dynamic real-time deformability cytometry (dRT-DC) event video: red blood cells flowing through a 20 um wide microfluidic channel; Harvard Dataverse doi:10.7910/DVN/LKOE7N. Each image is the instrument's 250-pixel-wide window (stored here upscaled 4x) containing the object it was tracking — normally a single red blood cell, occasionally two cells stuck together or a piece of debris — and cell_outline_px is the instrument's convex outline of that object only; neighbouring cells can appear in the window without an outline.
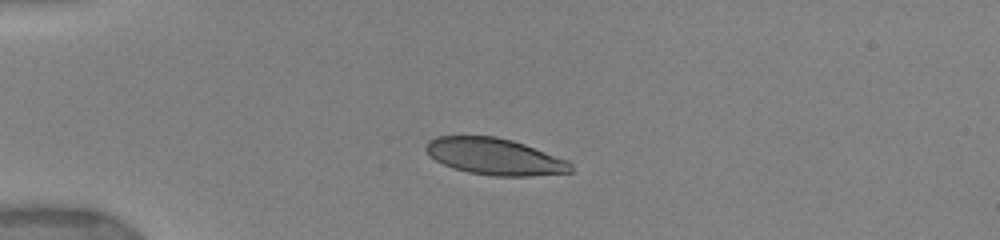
{"species": "human", "species_latin": "Homo sapiens", "temperature_condition": "warm", "stored_images_in_passage": 20, "camera_frame_rate_fps": 3000, "um_per_image_px": 0.085, "donor": {"sex": "female"}, "frame": {"image": 1, "passage_image": 1, "time_ms": 0.0, "image_size_px": [1000, 240], "cell_outline_px": [[572, 172], [532, 176], [492, 176], [468, 172], [452, 168], [436, 160], [424, 148], [424, 144], [428, 140], [436, 136], [496, 136], [512, 140], [524, 144], [568, 160], [572, 164]], "centroid_in_image_um": [42.05, 13.3], "position_along_channel_um": 43.0, "area_um2": 30.98}}
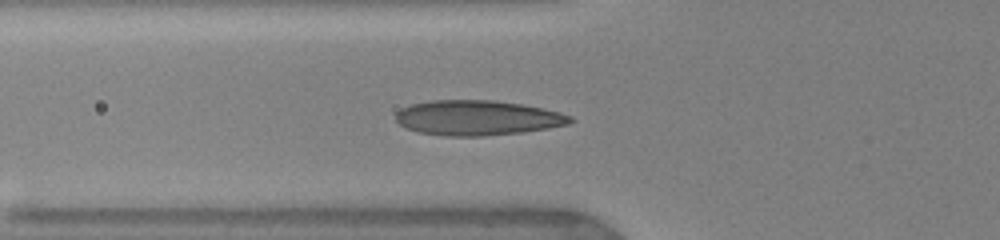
{"frame": {"image": 2, "passage_image": 9, "time_ms": 2.0, "image_size_px": [1000, 240], "cell_outline_px": [[576, 120], [568, 124], [548, 128], [524, 132], [484, 136], [448, 136], [416, 132], [404, 128], [396, 120], [396, 112], [400, 108], [412, 104], [432, 100], [492, 100], [524, 104], [544, 108], [560, 112], [572, 116]], "centroid_in_image_um": [40.59, 10.01], "position_along_channel_um": 85.2, "area_um2": 35.95}}